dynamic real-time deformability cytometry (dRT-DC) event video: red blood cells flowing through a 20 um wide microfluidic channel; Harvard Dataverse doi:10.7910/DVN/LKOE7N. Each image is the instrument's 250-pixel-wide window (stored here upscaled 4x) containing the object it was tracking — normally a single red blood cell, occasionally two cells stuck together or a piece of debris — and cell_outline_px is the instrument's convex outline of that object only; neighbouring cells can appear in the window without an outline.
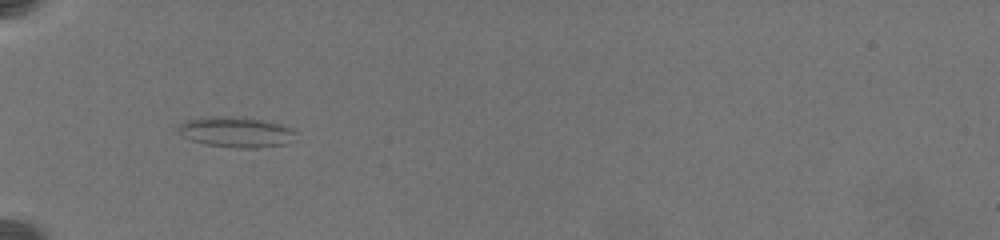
{"species": "common noctule bat (a hibernating species)", "species_latin": "Nyctalus noctula", "temperature_condition": "warm", "stored_images_in_passage": 54, "camera_frame_rate_fps": 3000, "um_per_image_px": 0.085, "animal": {"sex": "female", "body_mass_g": 19.5, "forearm_length_mm": 54.1}, "frame": {"image": 1, "passage_image": 1, "time_ms": 0.0, "image_size_px": [1000, 240], "cell_outline_px": [[296, 132], [284, 144], [256, 148], [236, 148], [204, 144], [192, 140], [184, 136], [176, 128], [184, 120], [200, 116], [232, 116], [260, 120], [280, 124]], "centroid_in_image_um": [19.95, 11.21], "position_along_channel_um": 65.0, "area_um2": 20.63}}
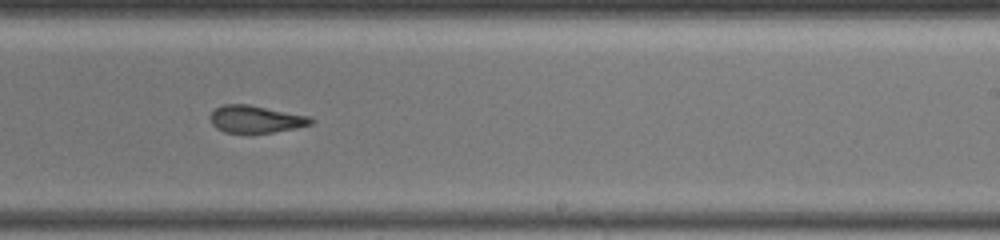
{"frame": {"image": 2, "passage_image": 22, "time_ms": 6.0, "image_size_px": [1000, 240], "cell_outline_px": [[312, 124], [296, 128], [252, 136], [224, 132], [216, 128], [212, 124], [208, 116], [216, 108], [224, 104], [248, 104], [312, 116]], "centroid_in_image_um": [21.72, 10.17], "position_along_channel_um": 267.3, "area_um2": 16.76}}
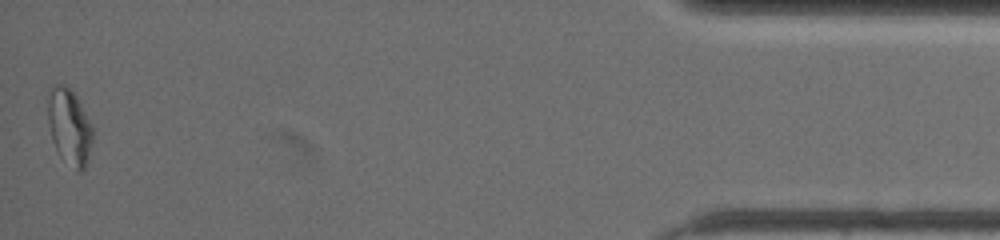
{"frame": {"image": 3, "passage_image": 53, "time_ms": 12.667, "image_size_px": [1000, 240], "cell_outline_px": [[92, 140], [84, 168], [80, 172], [76, 172], [60, 156], [52, 140], [48, 124], [48, 100], [52, 88], [56, 84], [64, 84], [76, 96], [92, 124]], "centroid_in_image_um": [5.89, 10.79], "position_along_channel_um": 429.3, "area_um2": 19.54}, "authors_computed_cell_mechanics": {"area_um2": 17.051, "velocity_mm_per_s": 3.5307, "shape_relaxation_time_tau1_ms": null, "shape_relaxation_time_tau2_ms": 2.9707, "deformation_change_tau1": null, "deformation_change_tau2": 0.1124}}